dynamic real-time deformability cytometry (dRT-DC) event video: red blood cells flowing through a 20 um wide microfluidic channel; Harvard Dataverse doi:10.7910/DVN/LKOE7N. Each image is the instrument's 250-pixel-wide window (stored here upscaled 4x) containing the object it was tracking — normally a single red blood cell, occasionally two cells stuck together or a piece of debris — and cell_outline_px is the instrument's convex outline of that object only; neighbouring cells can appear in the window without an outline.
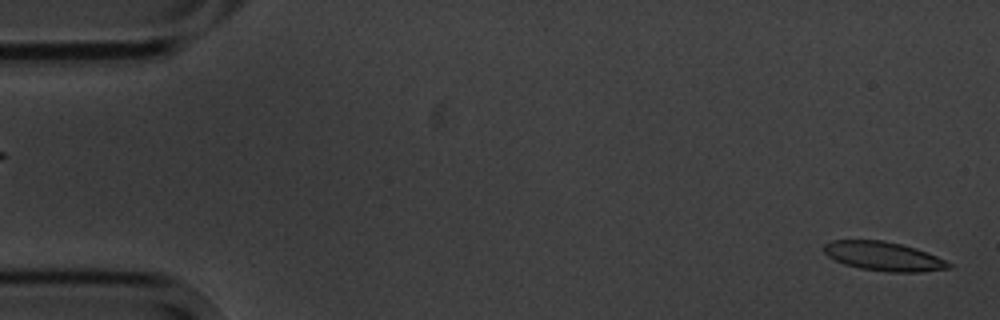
{"species": "common noctule bat (a hibernating species)", "species_latin": "Nyctalus noctula", "temperature_condition": "cold", "stored_images_in_passage": 5, "segment_of_instrument_passage": [2, 2], "camera_frame_rate_fps": 3000, "um_per_image_px": 0.085, "animal": {"sex": "male", "body_mass_g": 20.1, "forearm_length_mm": 53.5}, "frame": {"image": 1, "passage_image": 5, "time_ms": 5.667, "image_size_px": [1000, 320], "cell_outline_px": [[952, 268], [920, 272], [888, 272], [860, 268], [844, 264], [828, 256], [824, 252], [824, 244], [832, 240], [884, 240], [916, 248], [928, 252], [952, 264]], "centroid_in_image_um": [75.11, 21.78], "position_along_channel_um": 9.9, "area_um2": 21.1}}